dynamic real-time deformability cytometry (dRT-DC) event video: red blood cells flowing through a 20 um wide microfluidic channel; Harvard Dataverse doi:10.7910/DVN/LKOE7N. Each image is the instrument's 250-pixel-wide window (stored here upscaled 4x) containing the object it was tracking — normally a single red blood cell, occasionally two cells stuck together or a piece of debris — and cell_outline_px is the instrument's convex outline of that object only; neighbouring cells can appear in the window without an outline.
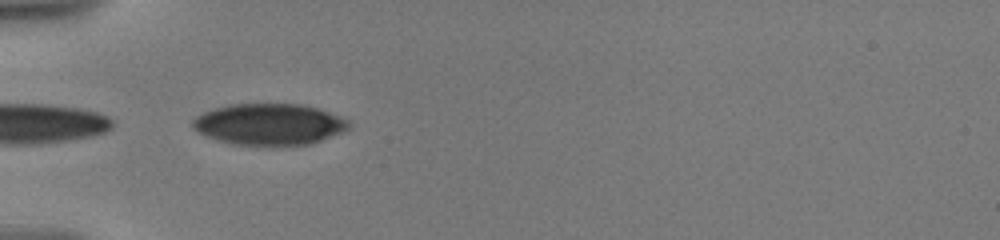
{"species": "human", "species_latin": "Homo sapiens", "temperature_condition": "warm", "stored_images_in_passage": 36, "camera_frame_rate_fps": 3000, "um_per_image_px": 0.085, "donor": {"sex": "male"}, "frame": {"image": 1, "passage_image": 1, "time_ms": 0.0, "image_size_px": [1000, 240], "cell_outline_px": [[352, 124], [344, 132], [312, 144], [232, 144], [208, 136], [192, 128], [192, 120], [196, 116], [204, 112], [216, 108], [232, 104], [304, 104], [340, 116], [348, 120]], "centroid_in_image_um": [22.93, 10.55], "position_along_channel_um": 62.1, "area_um2": 37.22}}
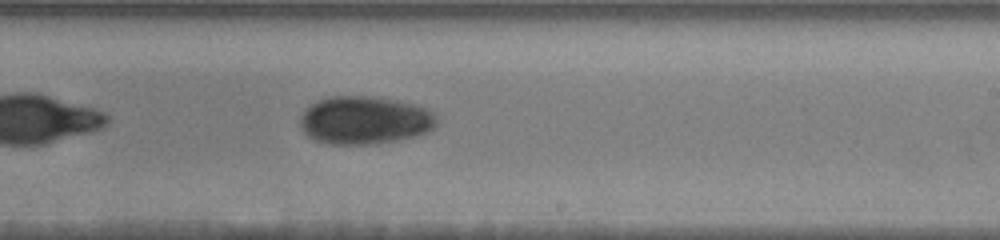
{"frame": {"image": 2, "passage_image": 17, "time_ms": 5.667, "image_size_px": [1000, 240], "cell_outline_px": [[436, 128], [428, 132], [412, 136], [392, 140], [364, 144], [332, 144], [316, 140], [308, 136], [300, 128], [300, 116], [316, 100], [332, 96], [368, 96], [396, 100], [416, 104], [428, 108], [436, 112]], "centroid_in_image_um": [31.02, 10.2], "position_along_channel_um": 258.0, "area_um2": 38.09}}
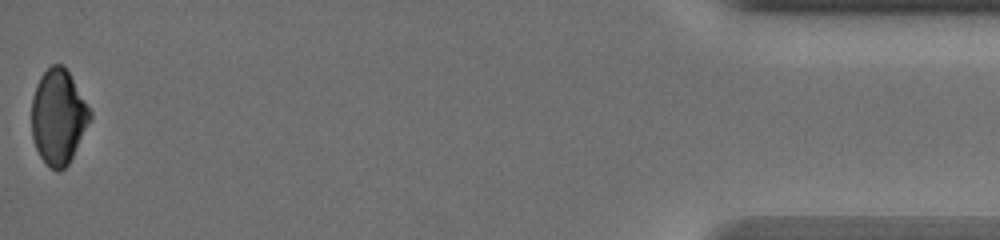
{"frame": {"image": 3, "passage_image": 36, "time_ms": 12.667, "image_size_px": [1000, 240], "cell_outline_px": [[92, 116], [68, 164], [64, 168], [52, 168], [40, 156], [36, 148], [32, 136], [32, 96], [36, 84], [40, 76], [52, 64], [64, 64], [92, 112]], "centroid_in_image_um": [4.95, 9.87], "position_along_channel_um": 430.3, "area_um2": 31.85}, "authors_computed_cell_mechanics": {"area_um2": 37.3388, "velocity_mm_per_s": 3.573, "shape_relaxation_time_tau1_ms": 3.6272, "shape_relaxation_time_tau2_ms": null, "deformation_change_tau1": 0.1058, "deformation_change_tau2": null}}